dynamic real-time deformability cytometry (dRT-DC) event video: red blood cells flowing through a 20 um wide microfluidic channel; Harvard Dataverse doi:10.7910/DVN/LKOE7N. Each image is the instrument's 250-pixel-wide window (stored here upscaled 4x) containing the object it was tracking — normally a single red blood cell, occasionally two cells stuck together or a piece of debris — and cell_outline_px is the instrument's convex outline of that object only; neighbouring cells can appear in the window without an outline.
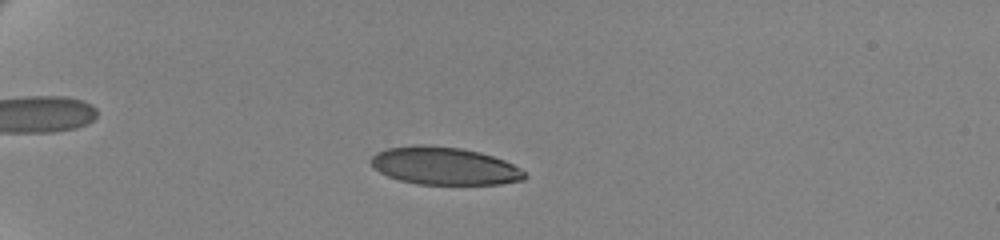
{"species": "human", "species_latin": "Homo sapiens", "temperature_condition": "cold", "stored_images_in_passage": 61, "camera_frame_rate_fps": 3000, "um_per_image_px": 0.085, "donor": {"sex": "female"}, "frame": {"image": 1, "passage_image": 19, "time_ms": 6.0, "image_size_px": [1000, 240], "cell_outline_px": [[528, 176], [524, 180], [500, 184], [416, 184], [400, 180], [388, 176], [372, 168], [368, 160], [376, 152], [388, 148], [420, 144], [424, 144], [460, 148], [480, 152], [504, 160], [520, 168]], "centroid_in_image_um": [37.74, 14.1], "position_along_channel_um": 47.3, "area_um2": 33.93}}
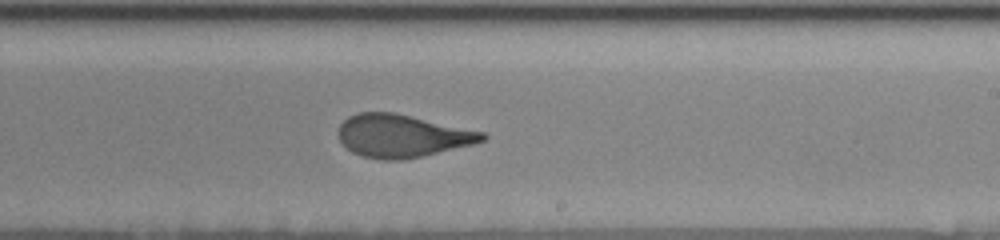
{"frame": {"image": 2, "passage_image": 41, "time_ms": 13.333, "image_size_px": [1000, 240], "cell_outline_px": [[488, 136], [484, 140], [472, 144], [404, 160], [380, 160], [364, 156], [352, 152], [340, 140], [340, 124], [348, 116], [360, 112], [392, 112], [484, 132]], "centroid_in_image_um": [34.17, 11.55], "position_along_channel_um": 254.8, "area_um2": 35.32}}
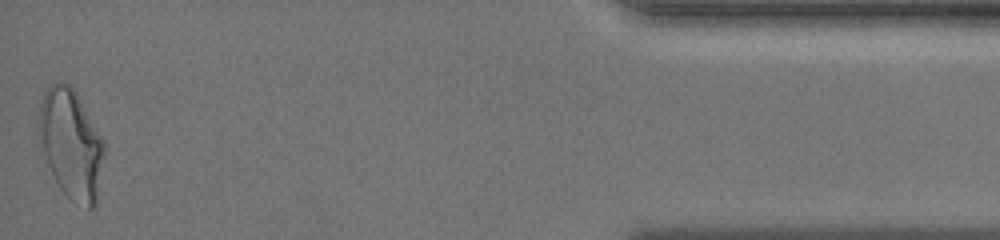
{"frame": {"image": 3, "passage_image": 61, "time_ms": 20.0, "image_size_px": [1000, 240], "cell_outline_px": [[104, 156], [96, 208], [88, 208], [72, 200], [60, 188], [40, 152], [36, 132], [36, 124], [40, 100], [48, 84], [56, 80], [60, 80], [68, 84], [76, 92], [104, 140]], "centroid_in_image_um": [5.98, 12.19], "position_along_channel_um": 429.2, "area_um2": 42.71}, "authors_computed_cell_mechanics": {"area_um2": 36.0672, "velocity_mm_per_s": 3.4957, "shape_relaxation_time_tau1_ms": 5.2798, "shape_relaxation_time_tau2_ms": 0.878, "deformation_change_tau1": 0.1838, "deformation_change_tau2": 0.083}}